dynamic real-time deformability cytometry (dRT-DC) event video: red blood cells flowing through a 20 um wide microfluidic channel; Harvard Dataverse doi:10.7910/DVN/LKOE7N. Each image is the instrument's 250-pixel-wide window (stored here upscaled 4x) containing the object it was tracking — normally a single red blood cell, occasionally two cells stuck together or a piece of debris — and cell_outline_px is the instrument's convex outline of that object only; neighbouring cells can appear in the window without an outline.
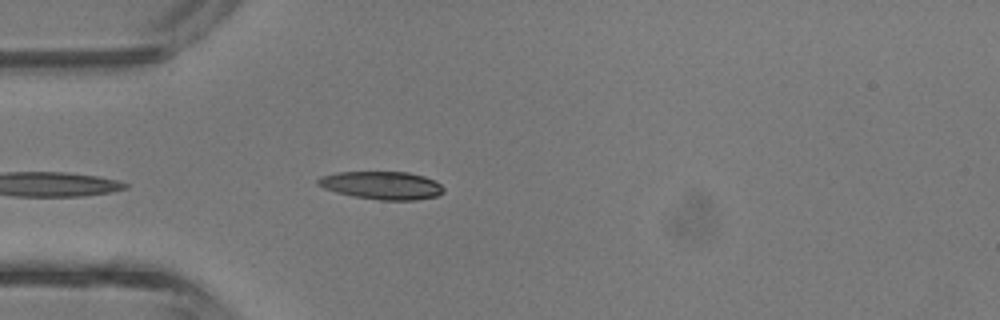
{"species": "common noctule bat (a hibernating species)", "species_latin": "Nyctalus noctula", "temperature_condition": "room temperature", "stored_images_in_passage": 4, "camera_frame_rate_fps": 3000, "um_per_image_px": 0.085, "animal": {"sex": "male", "body_mass_g": 13.3}, "frame": {"image": 1, "passage_image": 4, "time_ms": 1.0, "image_size_px": [1000, 320], "cell_outline_px": [[444, 192], [436, 196], [416, 200], [380, 200], [352, 196], [336, 192], [324, 188], [316, 184], [316, 180], [320, 176], [336, 172], [408, 172], [424, 176], [440, 184], [444, 188]], "centroid_in_image_um": [32.43, 15.75], "position_along_channel_um": 52.6, "area_um2": 20.52}}